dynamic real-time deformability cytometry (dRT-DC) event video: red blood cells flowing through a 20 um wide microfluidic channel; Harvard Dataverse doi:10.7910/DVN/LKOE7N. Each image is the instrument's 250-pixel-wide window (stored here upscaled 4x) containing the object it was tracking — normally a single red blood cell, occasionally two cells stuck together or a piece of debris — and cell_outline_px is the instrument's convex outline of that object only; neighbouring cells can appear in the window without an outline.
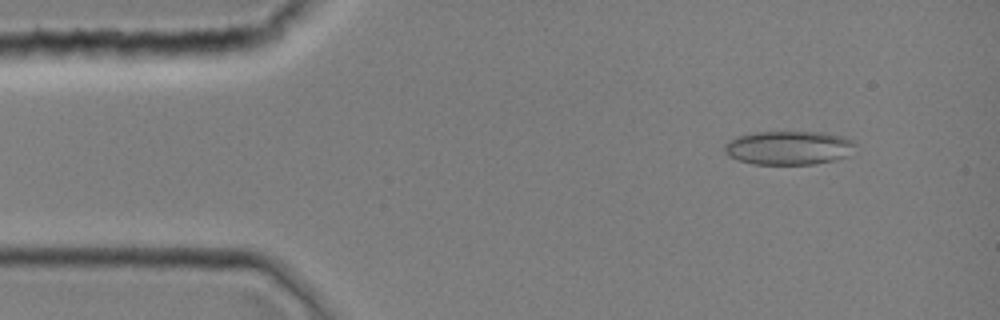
{"species": "common noctule bat (a hibernating species)", "species_latin": "Nyctalus noctula", "temperature_condition": "room temperature", "stored_images_in_passage": 43, "camera_frame_rate_fps": 3000, "um_per_image_px": 0.085, "animal": {"sex": "female", "body_mass_g": 19.0, "forearm_length_mm": 51.5}, "frame": {"image": 1, "passage_image": 4, "time_ms": 1.0, "image_size_px": [1000, 320], "cell_outline_px": [[856, 144], [848, 156], [832, 160], [812, 164], [752, 164], [736, 160], [728, 156], [724, 152], [724, 144], [736, 136], [756, 132], [820, 132], [844, 136], [852, 140]], "centroid_in_image_um": [67.0, 12.56], "position_along_channel_um": 18.0, "area_um2": 25.89}}
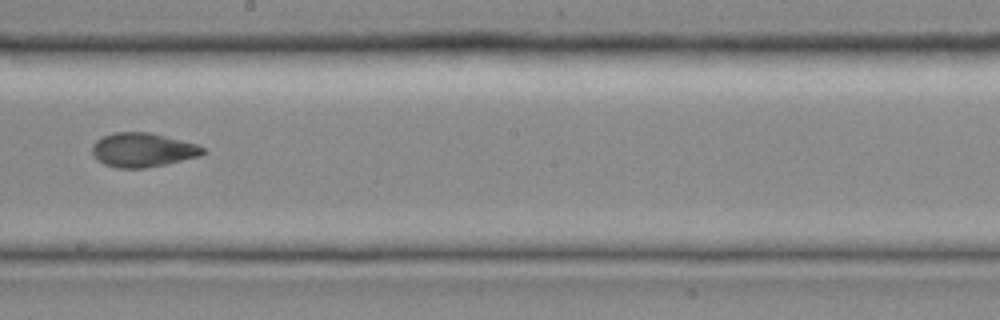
{"frame": {"image": 2, "passage_image": 24, "time_ms": 7.667, "image_size_px": [1000, 320], "cell_outline_px": [[208, 152], [200, 156], [164, 164], [144, 168], [116, 168], [104, 164], [92, 152], [92, 144], [96, 140], [112, 132], [148, 132], [196, 144], [204, 148]], "centroid_in_image_um": [12.13, 12.74], "position_along_channel_um": 236.1, "area_um2": 21.79}}
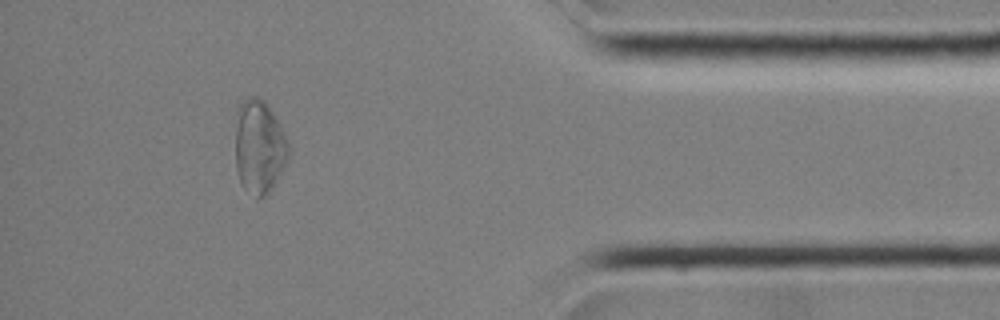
{"frame": {"image": 3, "passage_image": 38, "time_ms": 12.333, "image_size_px": [1000, 320], "cell_outline_px": [[288, 160], [272, 188], [264, 196], [256, 196], [244, 188], [240, 180], [236, 168], [232, 116], [236, 108], [248, 96], [256, 96], [264, 100], [268, 104], [284, 132], [288, 140]], "centroid_in_image_um": [21.97, 12.39], "position_along_channel_um": 413.2, "area_um2": 29.82}}